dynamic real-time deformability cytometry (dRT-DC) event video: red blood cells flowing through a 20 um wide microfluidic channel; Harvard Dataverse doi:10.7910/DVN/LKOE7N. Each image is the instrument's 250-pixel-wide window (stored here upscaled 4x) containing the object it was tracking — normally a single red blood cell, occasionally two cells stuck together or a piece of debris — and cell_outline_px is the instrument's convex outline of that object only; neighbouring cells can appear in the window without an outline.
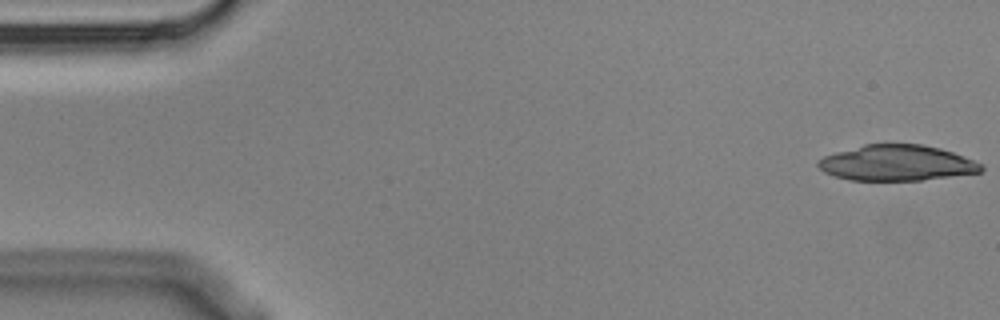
{"species": "Egyptian fruit bat (a non-hibernating species)", "species_latin": "Rousettus aegyptiacus", "temperature_condition": "cold", "stored_images_in_passage": 5, "camera_frame_rate_fps": 3000, "um_per_image_px": 0.085, "animal": {"sex": "male"}, "frame": {"image": 1, "passage_image": 1, "time_ms": 0.0, "image_size_px": [1000, 320], "cell_outline_px": [[984, 168], [980, 172], [920, 180], [848, 180], [824, 172], [816, 164], [816, 160], [824, 156], [836, 152], [864, 144], [920, 144], [940, 148], [952, 152], [984, 164]], "centroid_in_image_um": [76.21, 13.85], "position_along_channel_um": 8.8, "area_um2": 33.76}}